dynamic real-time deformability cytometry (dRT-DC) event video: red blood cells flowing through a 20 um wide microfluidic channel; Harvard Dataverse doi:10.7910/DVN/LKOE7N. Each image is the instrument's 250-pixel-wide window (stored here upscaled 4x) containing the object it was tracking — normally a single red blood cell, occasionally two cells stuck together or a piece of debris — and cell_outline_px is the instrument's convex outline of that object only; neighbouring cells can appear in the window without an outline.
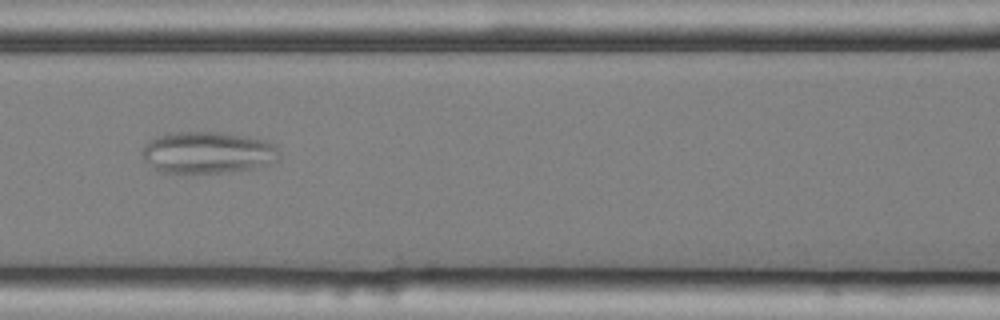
{"species": "common noctule bat (a hibernating species)", "species_latin": "Nyctalus noctula", "temperature_condition": "cold", "stored_images_in_passage": 15, "camera_frame_rate_fps": 3000, "um_per_image_px": 0.085, "animal": {"sex": "female", "body_mass_g": 25.1}, "frame": {"image": 1, "passage_image": 6, "time_ms": 1.667, "image_size_px": [1000, 320], "cell_outline_px": [[280, 160], [268, 164], [252, 168], [220, 172], [160, 172], [152, 168], [140, 156], [140, 152], [144, 144], [148, 140], [156, 136], [168, 132], [220, 132], [268, 140], [276, 144], [280, 148]], "centroid_in_image_um": [17.64, 12.94], "position_along_channel_um": 149.0, "area_um2": 33.81}}